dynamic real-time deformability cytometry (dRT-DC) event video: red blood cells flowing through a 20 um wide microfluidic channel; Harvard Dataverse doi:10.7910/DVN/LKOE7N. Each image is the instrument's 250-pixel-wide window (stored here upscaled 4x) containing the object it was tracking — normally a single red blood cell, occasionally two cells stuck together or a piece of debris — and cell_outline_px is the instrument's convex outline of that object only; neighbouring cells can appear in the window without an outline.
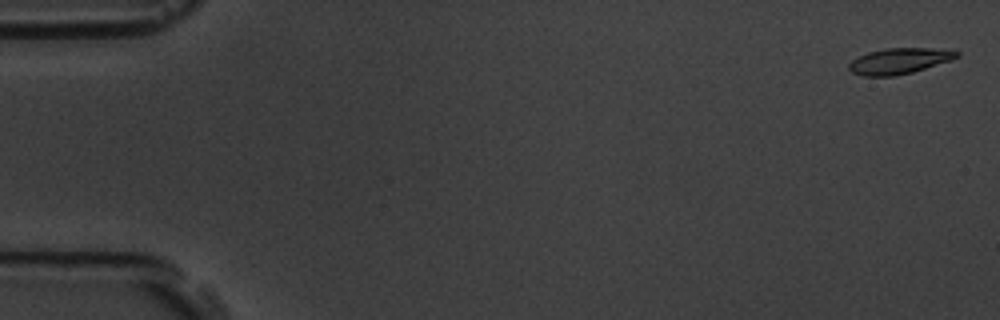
{"species": "common noctule bat (a hibernating species)", "species_latin": "Nyctalus noctula", "temperature_condition": "room temperature", "stored_images_in_passage": 6, "camera_frame_rate_fps": 3000, "um_per_image_px": 0.085, "animal": {"sex": "male", "body_mass_g": 19.5, "forearm_length_mm": 54.6}, "frame": {"image": 1, "passage_image": 1, "time_ms": 0.0, "image_size_px": [1000, 320], "cell_outline_px": [[960, 56], [912, 72], [892, 76], [864, 76], [852, 72], [848, 68], [848, 64], [852, 60], [868, 52], [884, 48], [928, 48], [960, 52]], "centroid_in_image_um": [76.37, 5.18], "position_along_channel_um": 8.6, "area_um2": 15.84}}
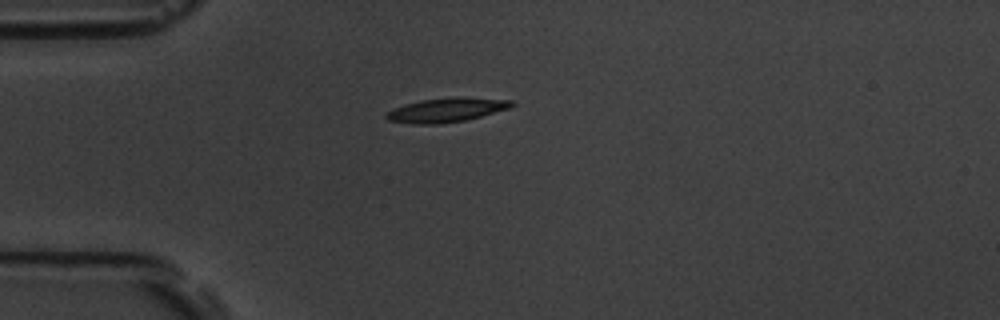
{"frame": {"image": 2, "passage_image": 5, "time_ms": 4.667, "image_size_px": [1000, 320], "cell_outline_px": [[516, 104], [512, 108], [464, 120], [440, 124], [412, 124], [388, 120], [384, 116], [388, 112], [404, 104], [420, 100], [460, 96], [464, 96], [512, 100]], "centroid_in_image_um": [38.01, 9.33], "position_along_channel_um": 47.0, "area_um2": 17.8}}
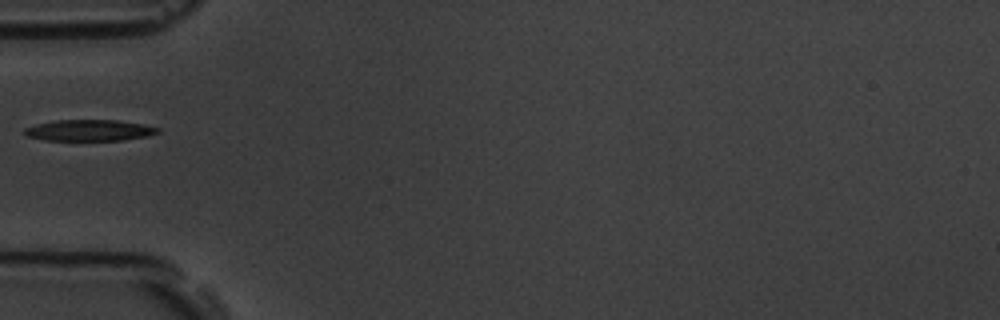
{"frame": {"image": 3, "passage_image": 6, "time_ms": 6.0, "image_size_px": [1000, 320], "cell_outline_px": [[160, 132], [144, 136], [120, 140], [44, 140], [28, 136], [24, 132], [24, 128], [36, 124], [56, 120], [116, 120], [144, 124], [160, 128]], "centroid_in_image_um": [7.58, 11.07], "position_along_channel_um": 77.4, "area_um2": 16.3}}